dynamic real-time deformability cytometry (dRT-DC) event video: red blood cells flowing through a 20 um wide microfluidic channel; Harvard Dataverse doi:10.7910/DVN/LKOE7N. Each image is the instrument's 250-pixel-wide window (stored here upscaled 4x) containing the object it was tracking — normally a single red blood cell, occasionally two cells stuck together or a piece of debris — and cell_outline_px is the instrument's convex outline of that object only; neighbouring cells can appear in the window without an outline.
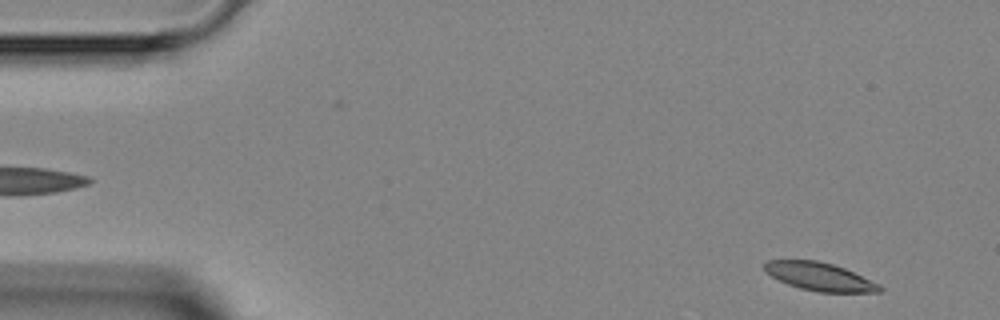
{"species": "Egyptian fruit bat (a non-hibernating species)", "species_latin": "Rousettus aegyptiacus", "temperature_condition": "room temperature", "stored_images_in_passage": 5, "segment_of_instrument_passage": [2, 2], "camera_frame_rate_fps": 3000, "um_per_image_px": 0.085, "animal": {"sex": "female"}, "frame": {"image": 1, "passage_image": 5, "time_ms": 4.667, "image_size_px": [1000, 320], "cell_outline_px": [[884, 292], [820, 292], [800, 288], [788, 284], [764, 272], [764, 260], [816, 260], [832, 264], [844, 268], [880, 284], [884, 288]], "centroid_in_image_um": [69.68, 23.51], "position_along_channel_um": 15.3, "area_um2": 18.84}}